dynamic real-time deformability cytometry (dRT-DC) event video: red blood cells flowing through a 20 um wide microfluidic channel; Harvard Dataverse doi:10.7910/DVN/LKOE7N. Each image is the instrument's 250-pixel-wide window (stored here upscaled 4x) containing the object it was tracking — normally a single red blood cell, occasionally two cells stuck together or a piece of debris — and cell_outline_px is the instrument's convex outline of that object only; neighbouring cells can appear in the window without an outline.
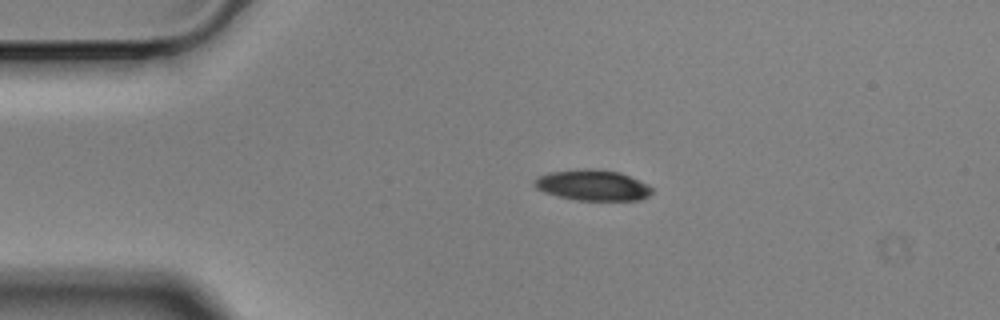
{"species": "Egyptian fruit bat (a non-hibernating species)", "species_latin": "Rousettus aegyptiacus", "temperature_condition": "cold", "stored_images_in_passage": 46, "camera_frame_rate_fps": 3000, "um_per_image_px": 0.085, "animal": {"sex": "male"}, "frame": {"image": 1, "passage_image": 1, "time_ms": 0.0, "image_size_px": [1000, 320], "cell_outline_px": [[652, 192], [648, 196], [640, 200], [576, 200], [544, 192], [536, 188], [532, 184], [532, 180], [548, 172], [584, 168], [596, 168], [620, 172], [648, 184], [652, 188]], "centroid_in_image_um": [50.36, 15.73], "position_along_channel_um": 34.6, "area_um2": 21.21}}
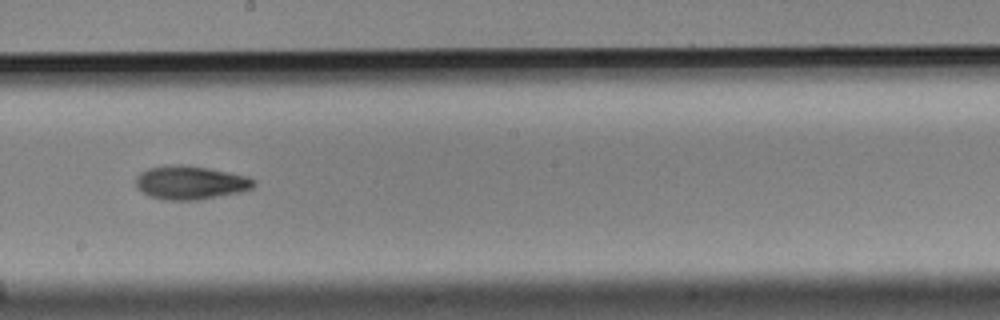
{"frame": {"image": 2, "passage_image": 21, "time_ms": 6.667, "image_size_px": [1000, 320], "cell_outline_px": [[256, 184], [252, 188], [240, 192], [196, 200], [164, 200], [148, 196], [140, 192], [136, 188], [136, 176], [140, 172], [148, 168], [180, 164], [208, 168], [248, 176], [256, 180]], "centroid_in_image_um": [16.16, 15.53], "position_along_channel_um": 232.0, "area_um2": 23.18}}
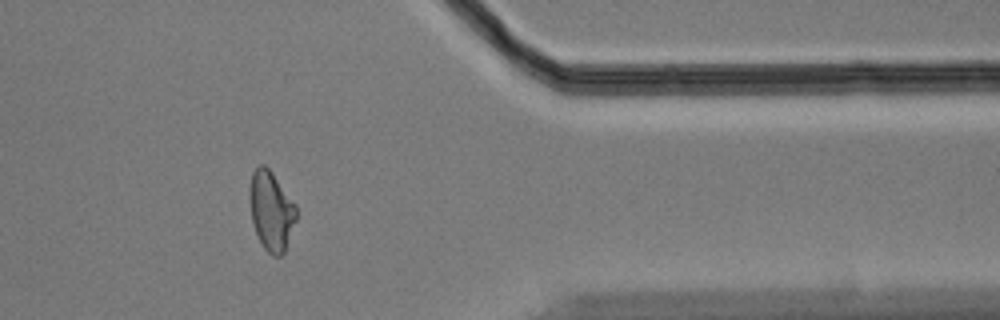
{"frame": {"image": 3, "passage_image": 36, "time_ms": 11.667, "image_size_px": [1000, 320], "cell_outline_px": [[296, 220], [284, 252], [280, 256], [272, 256], [264, 248], [252, 224], [248, 196], [252, 172], [260, 164], [264, 164], [272, 172], [296, 204]], "centroid_in_image_um": [23.04, 17.9], "position_along_channel_um": 388.4, "area_um2": 21.62}, "authors_computed_cell_mechanics": {"area_um2": 22.1085, "velocity_mm_per_s": 3.5022, "shape_relaxation_time_tau1_ms": 6.5079, "shape_relaxation_time_tau2_ms": 3.842, "deformation_change_tau1": 0.1674, "deformation_change_tau2": 0.09}}